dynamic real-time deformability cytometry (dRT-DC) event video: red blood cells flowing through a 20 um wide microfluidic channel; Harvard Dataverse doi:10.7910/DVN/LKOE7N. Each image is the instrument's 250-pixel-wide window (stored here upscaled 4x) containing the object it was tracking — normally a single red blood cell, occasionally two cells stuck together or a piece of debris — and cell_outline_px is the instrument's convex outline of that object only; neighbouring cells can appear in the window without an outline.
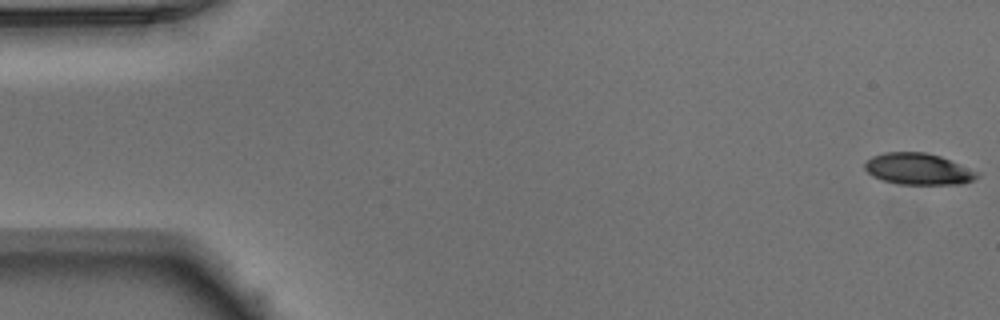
{"species": "Egyptian fruit bat (a non-hibernating species)", "species_latin": "Rousettus aegyptiacus", "temperature_condition": "warm", "stored_images_in_passage": 51, "camera_frame_rate_fps": 3000, "um_per_image_px": 0.085, "animal": {"sex": "male"}, "frame": {"image": 1, "passage_image": 1, "time_ms": 0.0, "image_size_px": [1000, 320], "cell_outline_px": [[980, 176], [964, 184], [896, 184], [872, 176], [864, 168], [864, 164], [872, 156], [884, 152], [924, 152], [940, 156], [976, 172]], "centroid_in_image_um": [78.0, 14.37], "position_along_channel_um": 7.0, "area_um2": 20.35}}
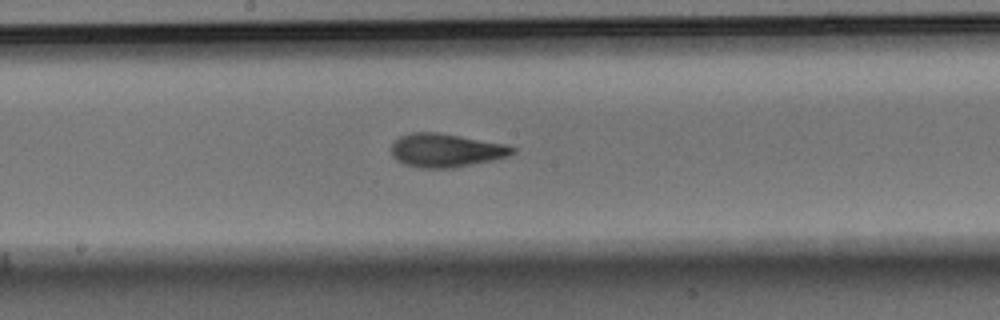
{"frame": {"image": 2, "passage_image": 27, "time_ms": 8.667, "image_size_px": [1000, 320], "cell_outline_px": [[516, 152], [508, 156], [492, 160], [456, 168], [416, 168], [404, 164], [396, 160], [392, 156], [392, 144], [400, 136], [412, 132], [436, 132], [460, 136], [504, 144], [516, 148]], "centroid_in_image_um": [37.89, 12.79], "position_along_channel_um": 210.3, "area_um2": 23.7}}
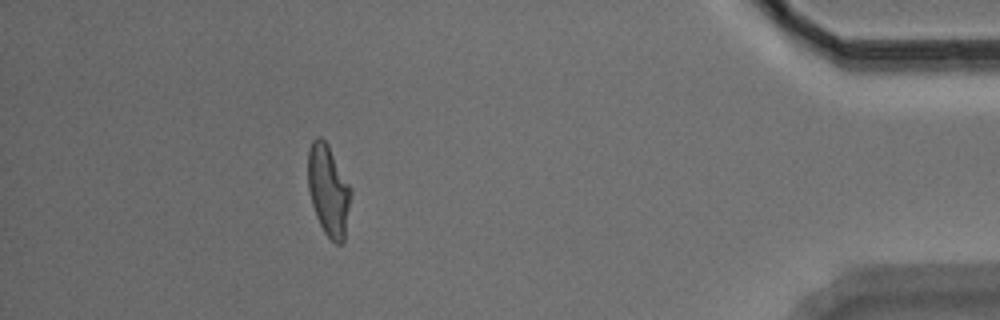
{"frame": {"image": 3, "passage_image": 46, "time_ms": 15.0, "image_size_px": [1000, 320], "cell_outline_px": [[352, 192], [344, 240], [340, 244], [336, 244], [324, 232], [316, 216], [312, 204], [308, 188], [308, 152], [312, 140], [316, 136], [320, 136], [328, 144], [352, 188]], "centroid_in_image_um": [27.92, 16.16], "position_along_channel_um": 407.3, "area_um2": 22.83}, "authors_computed_cell_mechanics": {"area_um2": 22.542, "velocity_mm_per_s": 3.9415, "shape_relaxation_time_tau1_ms": 4.0944, "shape_relaxation_time_tau2_ms": 1.8379, "deformation_change_tau1": 0.1718, "deformation_change_tau2": 0.0893}}